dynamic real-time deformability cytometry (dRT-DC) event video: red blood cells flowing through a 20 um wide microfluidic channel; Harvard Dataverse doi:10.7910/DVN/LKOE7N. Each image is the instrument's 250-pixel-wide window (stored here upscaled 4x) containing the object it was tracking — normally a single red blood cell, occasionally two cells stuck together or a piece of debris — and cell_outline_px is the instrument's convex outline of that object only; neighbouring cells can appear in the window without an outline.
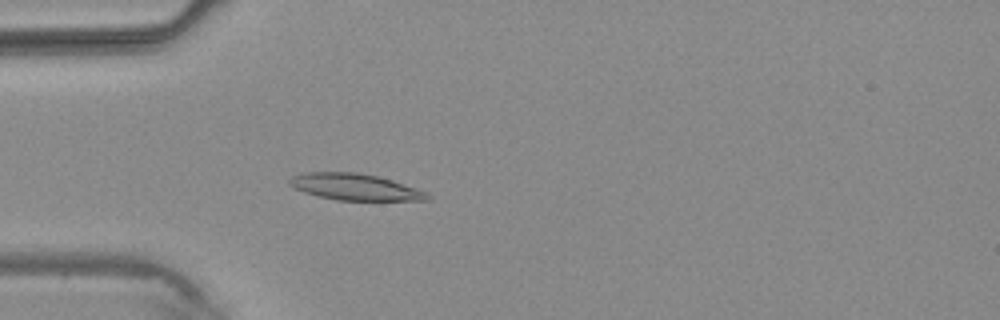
{"species": "common noctule bat (a hibernating species)", "species_latin": "Nyctalus noctula", "temperature_condition": "warm", "stored_images_in_passage": 10, "camera_frame_rate_fps": 3000, "um_per_image_px": 0.085, "animal": {"sex": "male", "body_mass_g": 20.4}, "frame": {"image": 1, "passage_image": 4, "time_ms": 3.333, "image_size_px": [1000, 320], "cell_outline_px": [[432, 200], [336, 200], [304, 192], [288, 184], [288, 180], [292, 176], [304, 172], [356, 172], [376, 176], [392, 180], [428, 192], [432, 196]], "centroid_in_image_um": [30.2, 15.89], "position_along_channel_um": 54.8, "area_um2": 21.21}}
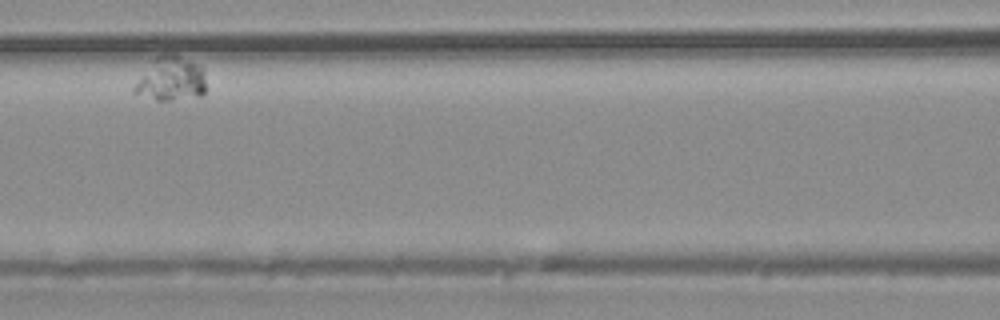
{"frame": {"image": 2, "passage_image": 7, "time_ms": 7.0, "image_size_px": [1000, 320], "cell_outline_px": [[204, 92], [200, 96], [168, 100], [156, 100], [132, 92], [132, 88], [152, 60], [156, 56], [164, 52], [172, 52], [196, 64], [200, 68], [204, 80]], "centroid_in_image_um": [14.48, 6.69], "position_along_channel_um": 152.1, "area_um2": 18.09}}
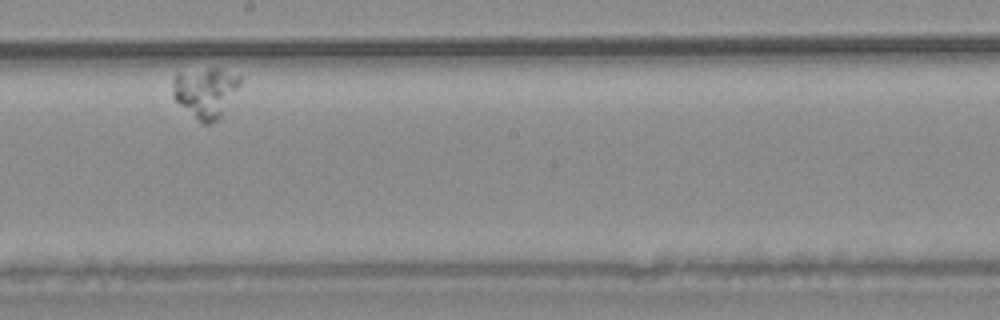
{"frame": {"image": 3, "passage_image": 9, "time_ms": 9.333, "image_size_px": [1000, 320], "cell_outline_px": [[240, 84], [220, 116], [212, 124], [204, 124], [180, 104], [172, 96], [172, 80], [180, 72], [208, 68], [220, 68], [240, 76]], "centroid_in_image_um": [17.44, 7.82], "position_along_channel_um": 230.8, "area_um2": 19.25}}